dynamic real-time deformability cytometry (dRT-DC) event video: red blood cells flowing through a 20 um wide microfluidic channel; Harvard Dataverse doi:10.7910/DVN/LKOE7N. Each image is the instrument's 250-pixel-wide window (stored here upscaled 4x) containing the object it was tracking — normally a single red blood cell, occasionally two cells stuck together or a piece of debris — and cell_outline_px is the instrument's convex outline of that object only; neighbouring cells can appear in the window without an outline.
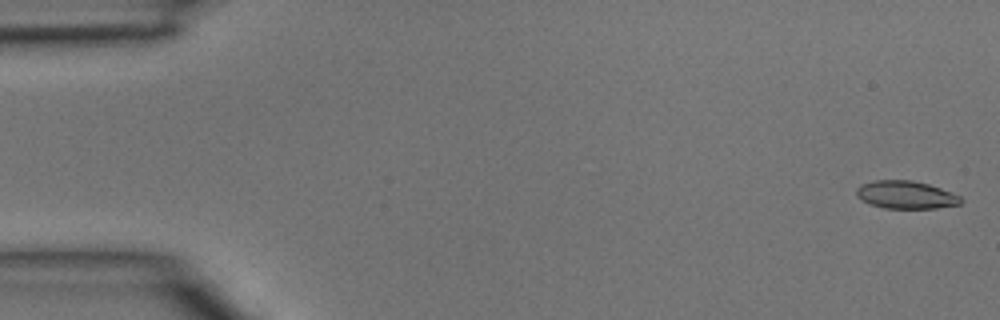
{"species": "common noctule bat (a hibernating species)", "species_latin": "Nyctalus noctula", "temperature_condition": "room temperature", "stored_images_in_passage": 47, "camera_frame_rate_fps": 3000, "um_per_image_px": 0.085, "animal": {"sex": "male", "body_mass_g": 15.6}, "frame": {"image": 1, "passage_image": 1, "time_ms": 0.0, "image_size_px": [1000, 320], "cell_outline_px": [[964, 200], [960, 204], [936, 208], [884, 208], [868, 204], [860, 200], [856, 196], [856, 188], [860, 184], [872, 180], [912, 180], [928, 184], [940, 188], [960, 196]], "centroid_in_image_um": [76.95, 16.56], "position_along_channel_um": 8.1, "area_um2": 17.11}}
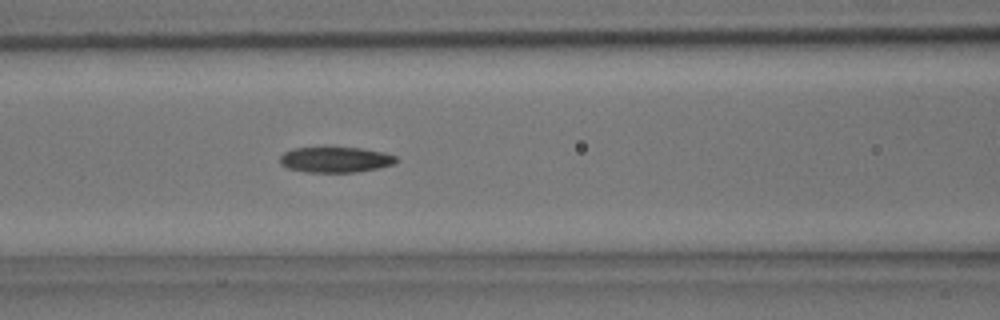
{"frame": {"image": 2, "passage_image": 19, "time_ms": 6.0, "image_size_px": [1000, 320], "cell_outline_px": [[400, 160], [396, 164], [356, 172], [304, 172], [288, 168], [280, 164], [280, 156], [284, 152], [292, 148], [324, 144], [364, 148], [384, 152], [396, 156]], "centroid_in_image_um": [28.5, 13.51], "position_along_channel_um": 138.1, "area_um2": 18.44}}
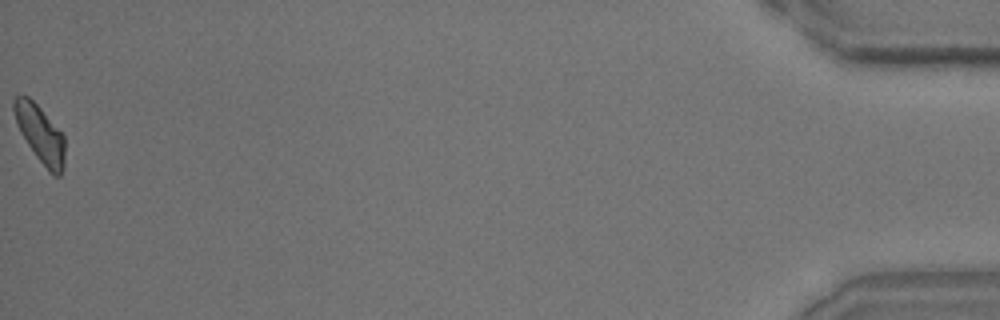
{"frame": {"image": 3, "passage_image": 46, "time_ms": 15.0, "image_size_px": [1000, 320], "cell_outline_px": [[64, 164], [60, 176], [52, 176], [36, 156], [20, 132], [12, 108], [12, 100], [16, 96], [28, 96], [40, 108], [64, 136]], "centroid_in_image_um": [3.4, 11.4], "position_along_channel_um": 431.8, "area_um2": 16.7}}